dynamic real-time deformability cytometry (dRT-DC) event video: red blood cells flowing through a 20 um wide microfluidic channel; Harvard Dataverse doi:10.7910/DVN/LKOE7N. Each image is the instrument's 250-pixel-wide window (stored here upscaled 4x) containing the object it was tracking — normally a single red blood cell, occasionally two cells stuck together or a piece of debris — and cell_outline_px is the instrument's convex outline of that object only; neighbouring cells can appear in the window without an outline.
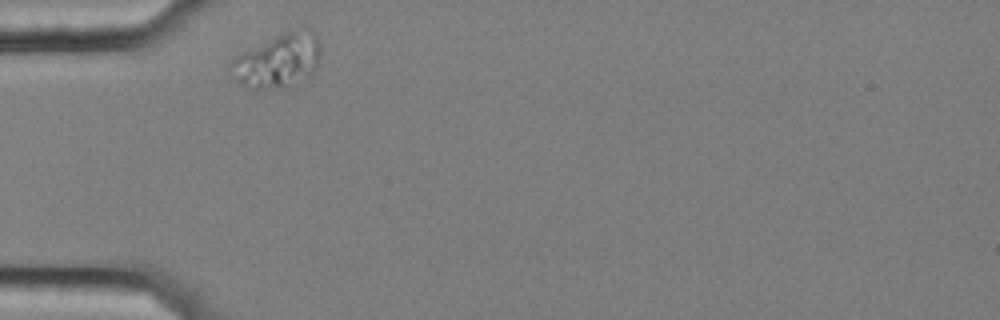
{"species": "common noctule bat (a hibernating species)", "species_latin": "Nyctalus noctula", "temperature_condition": "cold", "stored_images_in_passage": 33, "camera_frame_rate_fps": 3000, "um_per_image_px": 0.085, "animal": {"sex": "female", "body_mass_g": 25.1}, "frame": {"image": 1, "passage_image": 1, "time_ms": 0.0, "image_size_px": [1000, 320], "cell_outline_px": [[320, 52], [316, 64], [312, 72], [308, 76], [284, 88], [256, 92], [240, 84], [236, 80], [228, 68], [228, 64], [236, 56], [284, 32], [304, 24], [312, 28], [316, 32], [320, 44]], "centroid_in_image_um": [23.63, 5.15], "position_along_channel_um": 61.4, "area_um2": 28.78}}
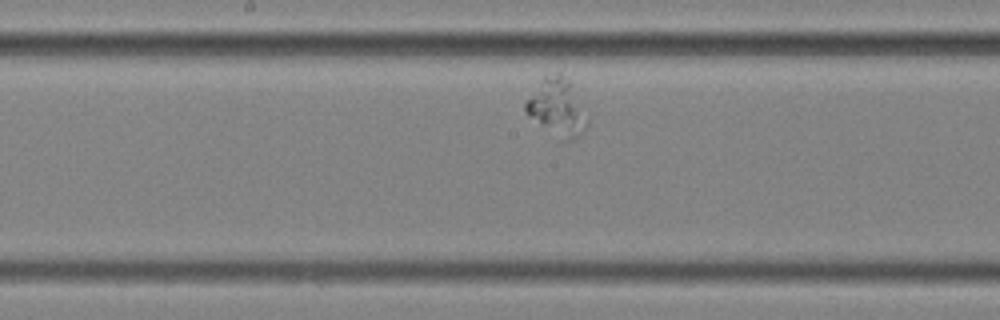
{"frame": {"image": 2, "passage_image": 15, "time_ms": 4.667, "image_size_px": [1000, 320], "cell_outline_px": [[588, 124], [584, 132], [572, 140], [564, 140], [528, 116], [524, 108], [524, 104], [544, 76], [560, 68], [568, 76], [588, 116]], "centroid_in_image_um": [47.4, 9.05], "position_along_channel_um": 200.8, "area_um2": 20.75}}
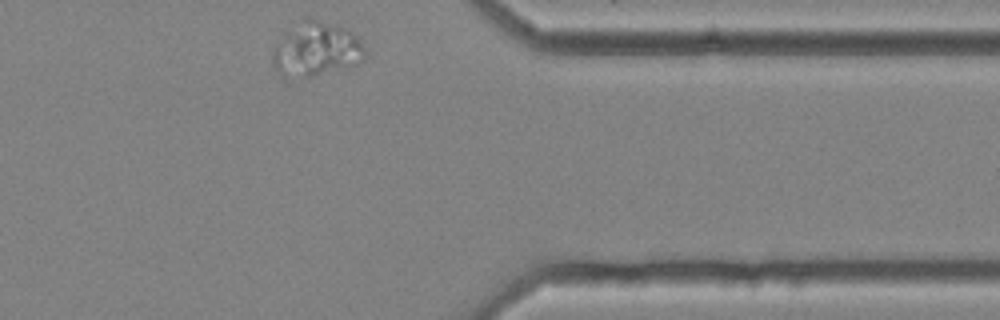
{"frame": {"image": 3, "passage_image": 33, "time_ms": 10.667, "image_size_px": [1000, 320], "cell_outline_px": [[364, 60], [348, 68], [312, 76], [304, 76], [276, 68], [272, 64], [272, 52], [288, 32], [304, 20], [320, 20], [348, 28], [360, 36], [364, 48]], "centroid_in_image_um": [27.03, 4.17], "position_along_channel_um": 384.4, "area_um2": 27.98}}